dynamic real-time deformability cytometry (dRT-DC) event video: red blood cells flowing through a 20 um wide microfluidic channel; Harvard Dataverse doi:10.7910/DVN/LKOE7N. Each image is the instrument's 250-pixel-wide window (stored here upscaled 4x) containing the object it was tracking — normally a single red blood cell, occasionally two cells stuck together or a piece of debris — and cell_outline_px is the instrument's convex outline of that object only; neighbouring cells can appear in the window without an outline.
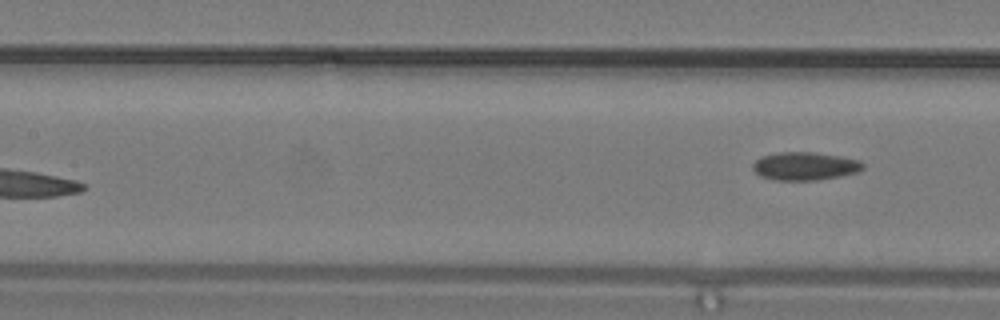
{"species": "common noctule bat (a hibernating species)", "species_latin": "Nyctalus noctula", "temperature_condition": "warm", "stored_images_in_passage": 7, "segment_of_instrument_passage": [2, 2], "camera_frame_rate_fps": 3000, "um_per_image_px": 0.085, "animal": {"sex": "male", "body_mass_g": 19.2, "forearm_length_mm": 51.8}, "frame": {"image": 1, "passage_image": 7, "time_ms": 2.0, "image_size_px": [1000, 320], "cell_outline_px": [[864, 168], [860, 172], [840, 176], [816, 180], [776, 180], [760, 176], [752, 168], [752, 164], [760, 156], [780, 152], [812, 152], [840, 156], [860, 160], [864, 164]], "centroid_in_image_um": [68.43, 14.12], "position_along_channel_um": 139.0, "area_um2": 18.15}}